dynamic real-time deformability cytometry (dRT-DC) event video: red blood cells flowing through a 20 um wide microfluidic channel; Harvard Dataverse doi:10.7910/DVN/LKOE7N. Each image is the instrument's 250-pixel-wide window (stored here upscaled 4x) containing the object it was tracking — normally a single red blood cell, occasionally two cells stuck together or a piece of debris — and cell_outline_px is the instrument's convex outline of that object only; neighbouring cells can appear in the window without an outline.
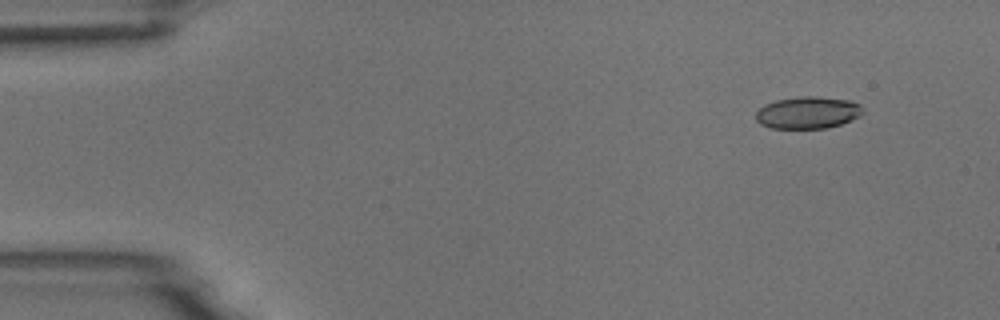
{"species": "common noctule bat (a hibernating species)", "species_latin": "Nyctalus noctula", "temperature_condition": "room temperature", "stored_images_in_passage": 4, "camera_frame_rate_fps": 3000, "um_per_image_px": 0.085, "animal": {"sex": "male", "body_mass_g": 18.8}, "frame": {"image": 1, "passage_image": 1, "time_ms": 0.0, "image_size_px": [1000, 320], "cell_outline_px": [[864, 112], [860, 116], [840, 124], [824, 128], [772, 128], [760, 124], [756, 120], [756, 112], [764, 104], [776, 100], [804, 96], [816, 96], [852, 100], [860, 104]], "centroid_in_image_um": [68.67, 9.56], "position_along_channel_um": 16.3, "area_um2": 20.0}}